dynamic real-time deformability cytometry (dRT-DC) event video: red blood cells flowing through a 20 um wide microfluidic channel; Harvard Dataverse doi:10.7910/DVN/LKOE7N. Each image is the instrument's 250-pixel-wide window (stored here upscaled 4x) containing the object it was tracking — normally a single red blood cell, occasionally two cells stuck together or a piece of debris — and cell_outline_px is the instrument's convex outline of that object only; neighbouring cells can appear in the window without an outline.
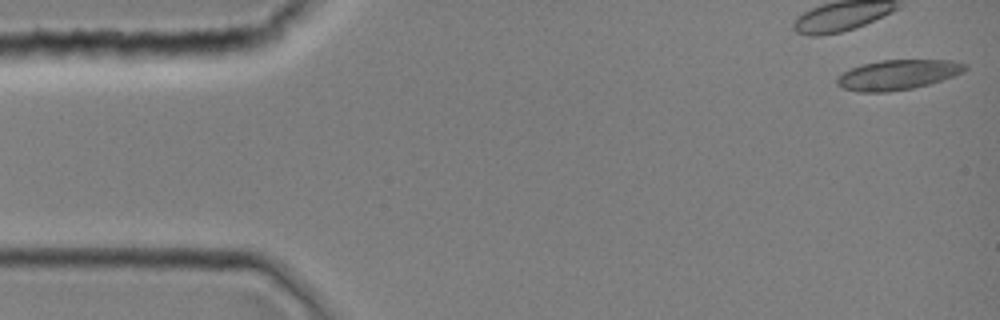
{"species": "common noctule bat (a hibernating species)", "species_latin": "Nyctalus noctula", "temperature_condition": "room temperature", "stored_images_in_passage": 7, "camera_frame_rate_fps": 3000, "um_per_image_px": 0.085, "animal": {"sex": "female", "body_mass_g": 19.0, "forearm_length_mm": 51.5}, "frame": {"image": 1, "passage_image": 1, "time_ms": 0.0, "image_size_px": [1000, 320], "cell_outline_px": [[968, 68], [964, 72], [928, 84], [912, 88], [888, 92], [860, 92], [844, 88], [836, 84], [836, 76], [860, 64], [880, 60], [952, 60], [968, 64]], "centroid_in_image_um": [76.3, 6.34], "position_along_channel_um": 8.7, "area_um2": 22.37}}